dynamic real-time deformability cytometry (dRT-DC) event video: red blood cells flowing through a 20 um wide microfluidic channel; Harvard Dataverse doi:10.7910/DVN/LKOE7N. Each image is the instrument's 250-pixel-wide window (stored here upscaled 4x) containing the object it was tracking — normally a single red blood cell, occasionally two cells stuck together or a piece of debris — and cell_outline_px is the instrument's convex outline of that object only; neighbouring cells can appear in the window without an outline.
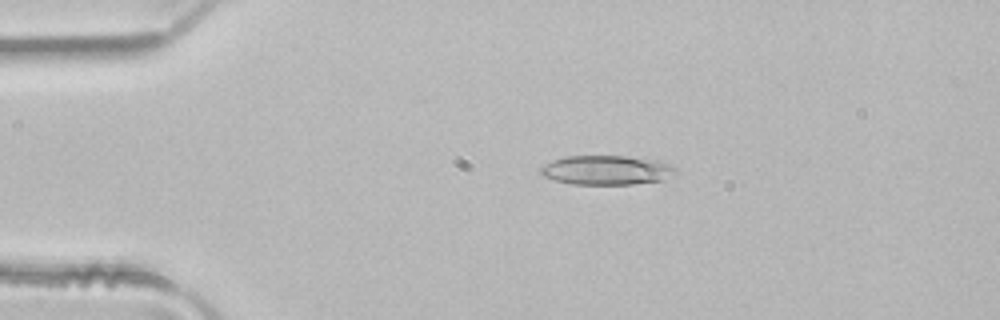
{"species": "common noctule bat (a hibernating species)", "species_latin": "Nyctalus noctula", "temperature_condition": "room temperature", "stored_images_in_passage": 4, "camera_frame_rate_fps": 3000, "um_per_image_px": 0.085, "animal": {"sex": "male", "body_mass_g": 21.5, "forearm_length_mm": 52.0}, "frame": {"image": 1, "passage_image": 3, "time_ms": 0.667, "image_size_px": [1000, 320], "cell_outline_px": [[676, 172], [664, 180], [632, 184], [572, 184], [556, 180], [544, 176], [540, 172], [540, 168], [544, 164], [552, 160], [564, 156], [628, 156], [656, 160], [668, 164], [676, 168]], "centroid_in_image_um": [51.55, 14.45], "position_along_channel_um": 33.5, "area_um2": 23.0}}